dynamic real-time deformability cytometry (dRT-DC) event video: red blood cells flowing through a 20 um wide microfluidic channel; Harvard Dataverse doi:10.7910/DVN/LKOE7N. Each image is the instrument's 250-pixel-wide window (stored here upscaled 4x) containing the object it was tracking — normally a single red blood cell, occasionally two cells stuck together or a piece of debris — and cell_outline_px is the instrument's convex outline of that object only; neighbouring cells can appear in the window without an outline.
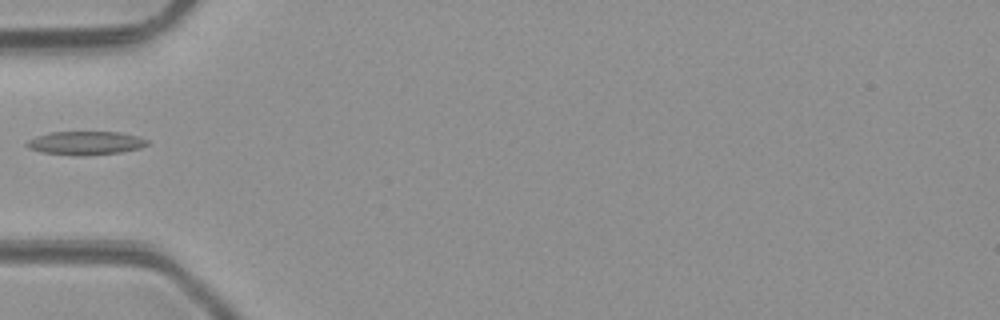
{"species": "common noctule bat (a hibernating species)", "species_latin": "Nyctalus noctula", "temperature_condition": "room temperature", "stored_images_in_passage": 2, "camera_frame_rate_fps": 3000, "um_per_image_px": 0.085, "animal": {"sex": "male", "body_mass_g": 23.1, "forearm_length_mm": 52.7}, "frame": {"image": 1, "passage_image": 2, "time_ms": 1.0, "image_size_px": [1000, 320], "cell_outline_px": [[148, 144], [140, 148], [120, 152], [80, 156], [76, 156], [40, 152], [28, 148], [24, 144], [28, 140], [52, 132], [120, 132], [136, 136], [148, 140]], "centroid_in_image_um": [7.26, 12.16], "position_along_channel_um": 77.7, "area_um2": 16.42}}